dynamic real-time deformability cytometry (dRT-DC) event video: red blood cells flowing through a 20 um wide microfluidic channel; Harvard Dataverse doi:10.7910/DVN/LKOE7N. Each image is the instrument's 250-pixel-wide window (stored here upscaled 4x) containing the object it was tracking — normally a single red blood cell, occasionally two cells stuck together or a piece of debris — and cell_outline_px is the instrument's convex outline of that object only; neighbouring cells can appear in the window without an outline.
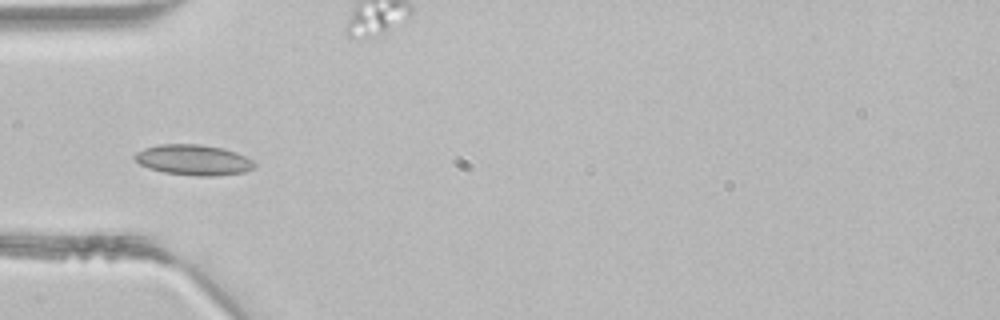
{"species": "common noctule bat (a hibernating species)", "species_latin": "Nyctalus noctula", "temperature_condition": "room temperature", "stored_images_in_passage": 5, "camera_frame_rate_fps": 3000, "um_per_image_px": 0.085, "animal": {"sex": "male", "body_mass_g": 21.5, "forearm_length_mm": 52.0}, "frame": {"image": 1, "passage_image": 4, "time_ms": 1.0, "image_size_px": [1000, 320], "cell_outline_px": [[256, 168], [244, 172], [216, 176], [196, 176], [164, 172], [148, 168], [140, 164], [132, 156], [136, 152], [144, 148], [160, 144], [200, 144], [224, 148], [236, 152], [252, 160], [256, 164]], "centroid_in_image_um": [16.45, 13.59], "position_along_channel_um": 68.5, "area_um2": 21.44}}